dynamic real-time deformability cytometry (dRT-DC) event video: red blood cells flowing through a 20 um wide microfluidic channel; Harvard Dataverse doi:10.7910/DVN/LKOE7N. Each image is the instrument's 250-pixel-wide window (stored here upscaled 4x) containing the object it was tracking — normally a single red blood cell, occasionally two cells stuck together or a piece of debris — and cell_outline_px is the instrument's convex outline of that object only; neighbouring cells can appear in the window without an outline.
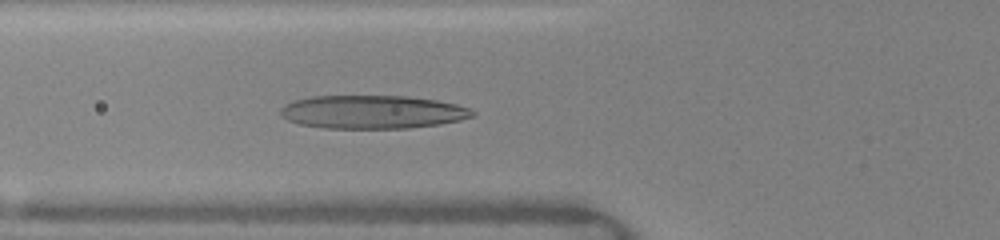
{"species": "human", "species_latin": "Homo sapiens", "temperature_condition": "warm", "stored_images_in_passage": 34, "camera_frame_rate_fps": 3000, "um_per_image_px": 0.085, "donor": {"sex": "female"}, "frame": {"image": 1, "passage_image": 19, "time_ms": 6.0, "image_size_px": [1000, 240], "cell_outline_px": [[476, 116], [460, 120], [440, 124], [408, 128], [324, 128], [300, 124], [288, 120], [280, 116], [280, 108], [284, 104], [296, 100], [312, 96], [408, 96], [436, 100], [456, 104], [468, 108], [476, 112]], "centroid_in_image_um": [31.66, 9.52], "position_along_channel_um": 94.1, "area_um2": 37.4}}
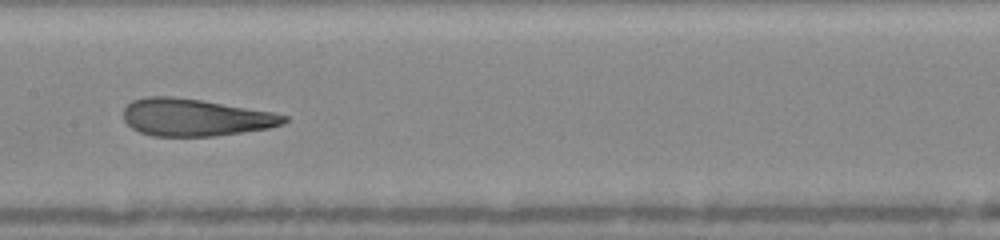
{"frame": {"image": 2, "passage_image": 26, "time_ms": 8.333, "image_size_px": [1000, 240], "cell_outline_px": [[288, 120], [284, 124], [268, 128], [216, 136], [152, 136], [140, 132], [132, 128], [124, 120], [124, 108], [132, 100], [148, 96], [168, 96], [200, 100], [272, 112], [288, 116]], "centroid_in_image_um": [16.58, 9.98], "position_along_channel_um": 190.8, "area_um2": 34.68}}
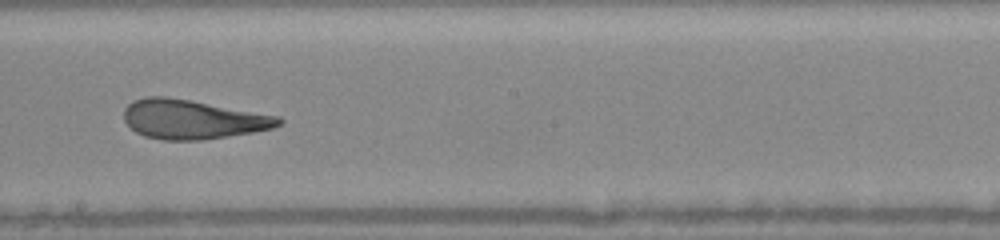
{"frame": {"image": 3, "passage_image": 29, "time_ms": 9.333, "image_size_px": [1000, 240], "cell_outline_px": [[284, 124], [272, 128], [252, 132], [204, 140], [160, 140], [144, 136], [136, 132], [124, 120], [124, 108], [132, 100], [144, 96], [164, 96], [192, 100], [280, 116], [284, 120]], "centroid_in_image_um": [16.37, 10.13], "position_along_channel_um": 231.8, "area_um2": 35.72}}